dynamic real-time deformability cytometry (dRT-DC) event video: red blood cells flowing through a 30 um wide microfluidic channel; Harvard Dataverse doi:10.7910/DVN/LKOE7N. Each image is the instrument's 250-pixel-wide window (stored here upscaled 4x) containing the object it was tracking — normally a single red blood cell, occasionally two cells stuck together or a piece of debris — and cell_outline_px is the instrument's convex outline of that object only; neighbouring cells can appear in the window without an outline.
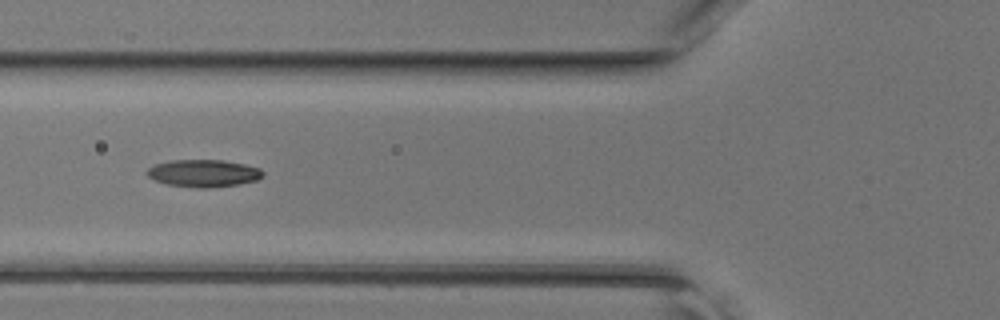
{"species": "common noctule bat (a hibernating species)", "species_latin": "Nyctalus noctula", "temperature_condition": "room temperature", "stored_images_in_passage": 38, "camera_frame_rate_fps": 3000, "um_per_image_px": 0.085, "animal": {"sex": "female", "body_mass_g": 17.0, "forearm_length_mm": 48.0}, "frame": {"image": 1, "passage_image": 10, "time_ms": 3.0, "image_size_px": [1000, 320], "cell_outline_px": [[264, 176], [256, 180], [240, 184], [208, 188], [200, 188], [168, 184], [152, 180], [144, 172], [152, 164], [172, 160], [220, 160], [244, 164], [260, 168], [264, 172]], "centroid_in_image_um": [17.27, 14.72], "position_along_channel_um": 108.5, "area_um2": 18.61}}
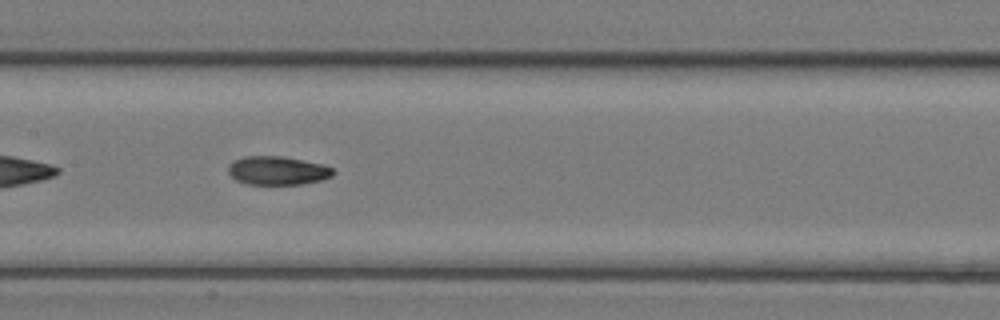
{"frame": {"image": 2, "passage_image": 15, "time_ms": 4.667, "image_size_px": [1000, 320], "cell_outline_px": [[336, 172], [332, 176], [320, 180], [300, 184], [248, 184], [236, 180], [228, 172], [228, 164], [232, 160], [244, 156], [280, 156], [324, 164], [332, 168]], "centroid_in_image_um": [23.57, 14.49], "position_along_channel_um": 183.8, "area_um2": 17.51}}
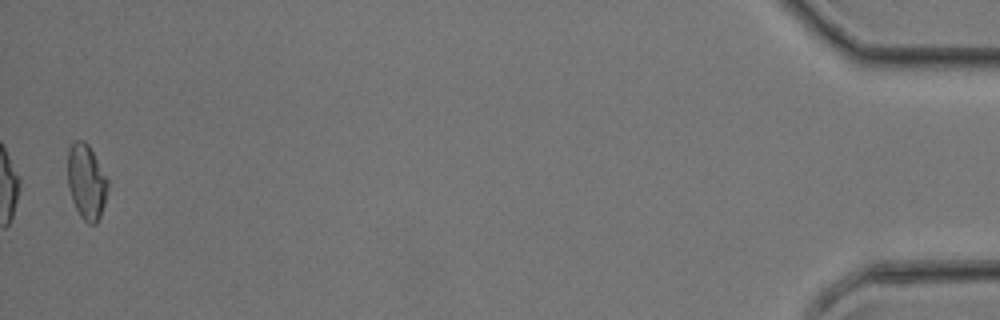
{"frame": {"image": 3, "passage_image": 38, "time_ms": 12.333, "image_size_px": [1000, 320], "cell_outline_px": [[108, 184], [104, 204], [100, 216], [96, 224], [88, 224], [80, 216], [72, 200], [68, 184], [68, 148], [76, 140], [84, 140], [88, 144], [108, 180]], "centroid_in_image_um": [7.34, 15.46], "position_along_channel_um": 427.9, "area_um2": 17.34}}